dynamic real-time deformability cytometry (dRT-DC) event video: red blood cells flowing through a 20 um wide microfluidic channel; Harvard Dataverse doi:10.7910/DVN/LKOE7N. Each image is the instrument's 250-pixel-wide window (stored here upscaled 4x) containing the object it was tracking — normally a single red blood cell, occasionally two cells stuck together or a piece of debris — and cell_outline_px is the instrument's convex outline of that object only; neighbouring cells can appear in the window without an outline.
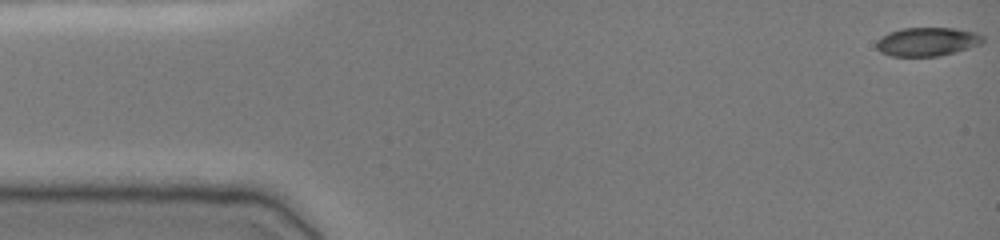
{"species": "common noctule bat (a hibernating species)", "species_latin": "Nyctalus noctula", "temperature_condition": "cold", "stored_images_in_passage": 47, "camera_frame_rate_fps": 3000, "um_per_image_px": 0.085, "animal": {"sex": "female", "body_mass_g": 19.0, "forearm_length_mm": 51.5}, "frame": {"image": 1, "passage_image": 1, "time_ms": 0.0, "image_size_px": [1000, 240], "cell_outline_px": [[984, 40], [980, 44], [956, 52], [940, 56], [892, 56], [880, 52], [876, 48], [876, 40], [888, 32], [900, 28], [956, 28], [976, 32], [984, 36]], "centroid_in_image_um": [78.8, 3.54], "position_along_channel_um": 6.2, "area_um2": 17.98}}
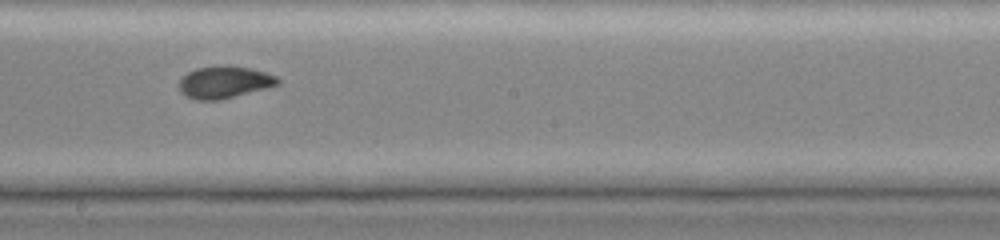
{"frame": {"image": 2, "passage_image": 28, "time_ms": 9.0, "image_size_px": [1000, 240], "cell_outline_px": [[280, 84], [220, 100], [196, 100], [180, 92], [180, 80], [188, 72], [196, 68], [224, 64], [228, 64], [252, 68], [276, 76], [280, 80]], "centroid_in_image_um": [19.08, 6.96], "position_along_channel_um": 229.1, "area_um2": 18.5}}
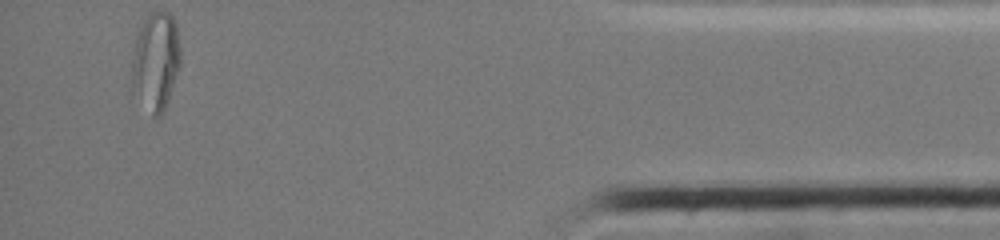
{"frame": {"image": 3, "passage_image": 47, "time_ms": 15.333, "image_size_px": [1000, 240], "cell_outline_px": [[180, 68], [164, 112], [160, 116], [152, 116], [132, 96], [132, 60], [136, 36], [140, 24], [152, 12], [168, 12], [172, 16], [176, 24], [180, 52]], "centroid_in_image_um": [13.22, 5.28], "position_along_channel_um": 422.0, "area_um2": 28.44}, "authors_computed_cell_mechanics": {"area_um2": 18.6116, "velocity_mm_per_s": 3.8269, "shape_relaxation_time_tau1_ms": 5.8456, "shape_relaxation_time_tau2_ms": null, "deformation_change_tau1": 0.1804, "deformation_change_tau2": null}}